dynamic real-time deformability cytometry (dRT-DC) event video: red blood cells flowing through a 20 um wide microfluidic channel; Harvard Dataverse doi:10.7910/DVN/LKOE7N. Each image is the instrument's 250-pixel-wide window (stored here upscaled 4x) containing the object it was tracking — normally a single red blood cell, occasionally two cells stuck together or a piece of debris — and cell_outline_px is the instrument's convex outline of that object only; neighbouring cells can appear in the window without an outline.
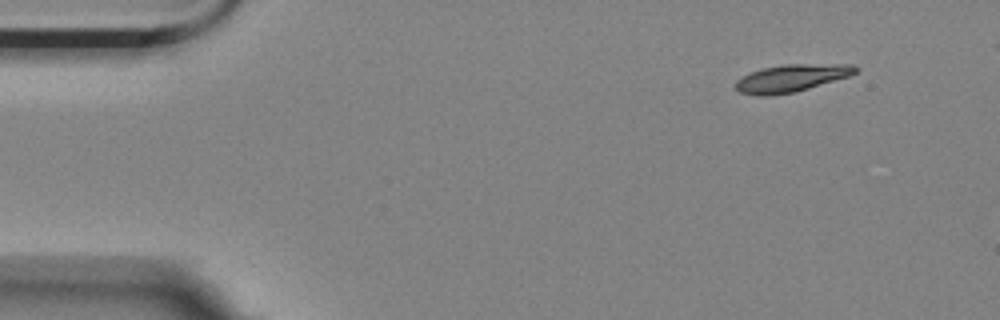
{"species": "Egyptian fruit bat (a non-hibernating species)", "species_latin": "Rousettus aegyptiacus", "temperature_condition": "room temperature", "stored_images_in_passage": 4, "camera_frame_rate_fps": 3000, "um_per_image_px": 0.085, "animal": {"sex": "female"}, "frame": {"image": 1, "passage_image": 1, "time_ms": 0.0, "image_size_px": [1000, 320], "cell_outline_px": [[860, 68], [856, 72], [848, 76], [796, 92], [768, 96], [756, 96], [740, 92], [736, 88], [736, 80], [748, 72], [760, 68], [784, 64], [852, 64]], "centroid_in_image_um": [67.23, 6.63], "position_along_channel_um": 17.8, "area_um2": 19.31}}
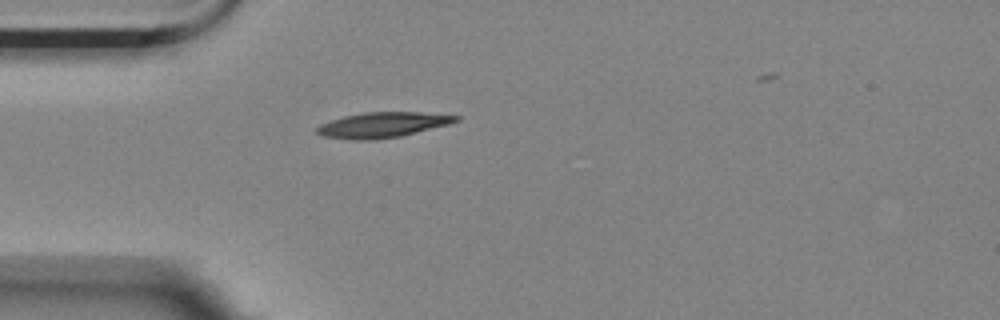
{"frame": {"image": 2, "passage_image": 4, "time_ms": 1.0, "image_size_px": [1000, 320], "cell_outline_px": [[460, 120], [448, 124], [400, 136], [372, 140], [352, 140], [324, 136], [316, 132], [316, 128], [320, 124], [344, 116], [364, 112], [420, 112], [460, 116]], "centroid_in_image_um": [32.5, 10.61], "position_along_channel_um": 52.5, "area_um2": 20.29}}